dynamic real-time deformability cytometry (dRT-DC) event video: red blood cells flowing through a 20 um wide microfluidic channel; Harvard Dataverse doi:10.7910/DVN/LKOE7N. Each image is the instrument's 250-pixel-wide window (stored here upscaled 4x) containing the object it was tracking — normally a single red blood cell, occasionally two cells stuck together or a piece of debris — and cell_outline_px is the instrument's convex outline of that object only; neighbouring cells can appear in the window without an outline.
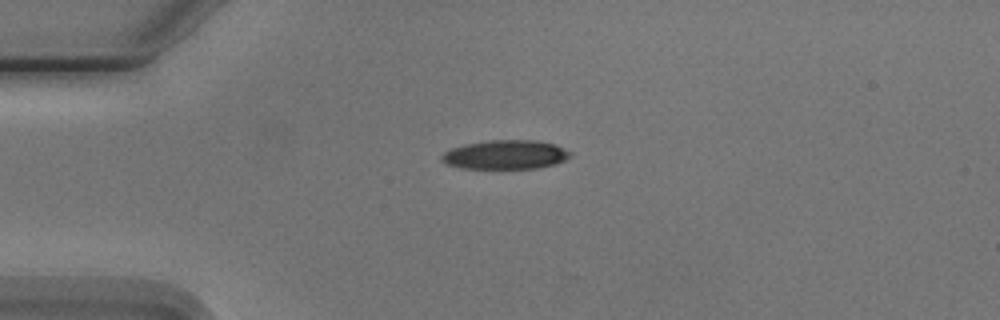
{"species": "Egyptian fruit bat (a non-hibernating species)", "species_latin": "Rousettus aegyptiacus", "temperature_condition": "cold", "stored_images_in_passage": 2, "camera_frame_rate_fps": 3000, "um_per_image_px": 0.085, "animal": {"sex": "male"}, "frame": {"image": 1, "passage_image": 1, "time_ms": 0.0, "image_size_px": [1000, 320], "cell_outline_px": [[572, 156], [564, 160], [552, 164], [536, 168], [464, 168], [448, 164], [440, 160], [440, 156], [444, 152], [452, 148], [464, 144], [488, 140], [536, 140], [556, 144], [572, 152]], "centroid_in_image_um": [42.97, 13.13], "position_along_channel_um": 42.0, "area_um2": 21.73}}